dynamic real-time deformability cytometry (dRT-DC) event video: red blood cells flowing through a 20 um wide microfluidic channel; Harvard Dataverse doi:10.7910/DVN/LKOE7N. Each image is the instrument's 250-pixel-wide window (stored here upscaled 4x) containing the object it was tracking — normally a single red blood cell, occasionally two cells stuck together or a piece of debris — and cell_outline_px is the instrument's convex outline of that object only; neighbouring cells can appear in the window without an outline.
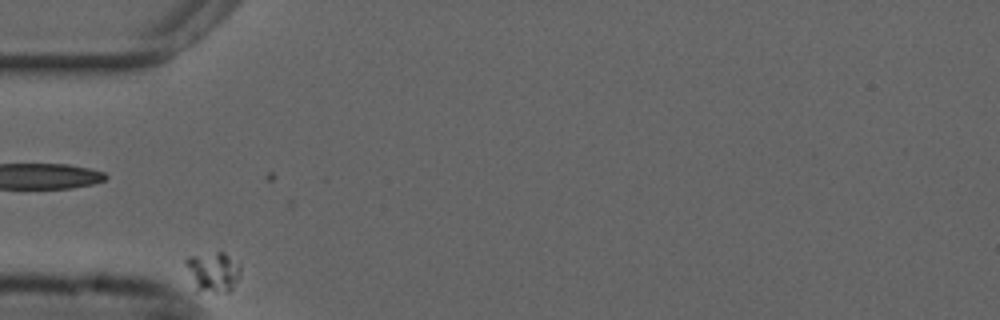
{"species": "common noctule bat (a hibernating species)", "species_latin": "Nyctalus noctula", "temperature_condition": "cold", "stored_images_in_passage": 36, "camera_frame_rate_fps": 3000, "um_per_image_px": 0.085, "animal": {"sex": "male", "forearm_length_mm": 52.5}, "frame": {"image": 1, "passage_image": 2, "time_ms": 0.333, "image_size_px": [1000, 320], "cell_outline_px": [[240, 276], [232, 288], [228, 292], [196, 292], [184, 264], [184, 260], [188, 256], [216, 252], [224, 252], [240, 260]], "centroid_in_image_um": [18.11, 23.1], "position_along_channel_um": 66.9, "area_um2": 13.29}}
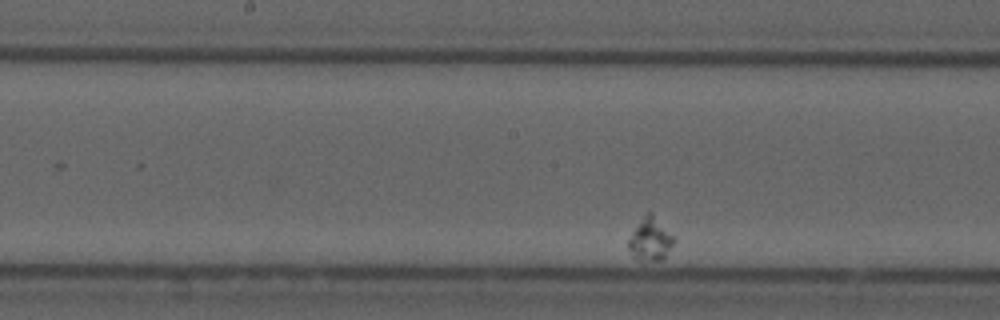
{"frame": {"image": 2, "passage_image": 17, "time_ms": 5.333, "image_size_px": [1000, 320], "cell_outline_px": [[676, 236], [672, 244], [664, 256], [660, 260], [640, 260], [628, 248], [628, 240], [632, 232], [644, 216], [648, 212], [652, 212]], "centroid_in_image_um": [55.31, 20.29], "position_along_channel_um": 192.9, "area_um2": 11.04}}
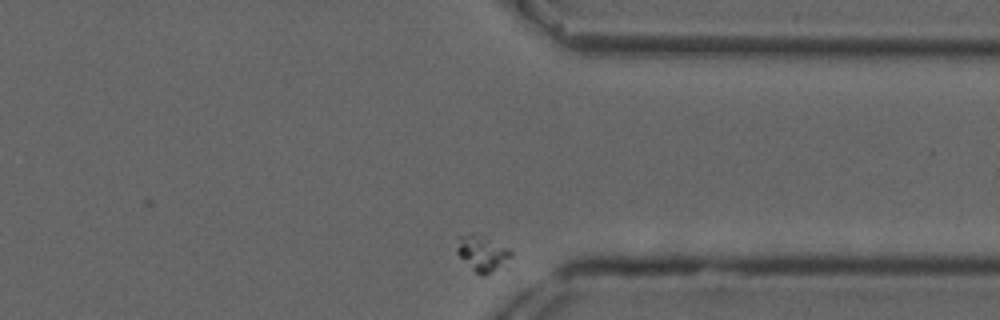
{"frame": {"image": 3, "passage_image": 36, "time_ms": 11.667, "image_size_px": [1000, 320], "cell_outline_px": [[512, 256], [484, 276], [480, 276], [456, 252], [456, 248], [460, 236], [472, 232], [488, 236], [508, 248], [512, 252]], "centroid_in_image_um": [40.98, 21.46], "position_along_channel_um": 370.4, "area_um2": 11.04}}